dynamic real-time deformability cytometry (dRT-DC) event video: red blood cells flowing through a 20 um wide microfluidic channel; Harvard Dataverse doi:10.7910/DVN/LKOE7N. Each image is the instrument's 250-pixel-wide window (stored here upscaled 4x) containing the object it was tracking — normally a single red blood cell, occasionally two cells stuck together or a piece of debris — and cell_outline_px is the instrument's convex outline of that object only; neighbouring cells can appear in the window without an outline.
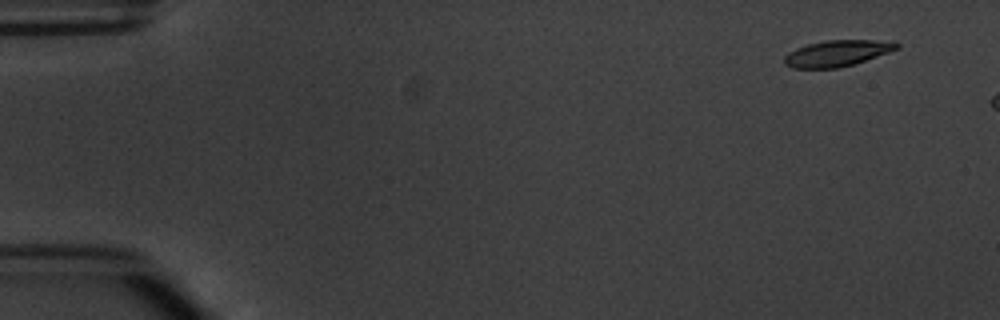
{"species": "common noctule bat (a hibernating species)", "species_latin": "Nyctalus noctula", "temperature_condition": "warm", "stored_images_in_passage": 6, "segment_of_instrument_passage": [2, 2], "camera_frame_rate_fps": 3000, "um_per_image_px": 0.085, "animal": {"sex": "male", "body_mass_g": 20.1, "forearm_length_mm": 53.5}, "frame": {"image": 1, "passage_image": 6, "time_ms": 6.0, "image_size_px": [1000, 320], "cell_outline_px": [[900, 48], [840, 68], [792, 68], [784, 64], [784, 56], [788, 52], [796, 48], [808, 44], [828, 40], [896, 40], [900, 44]], "centroid_in_image_um": [71.17, 4.51], "position_along_channel_um": 13.8, "area_um2": 17.17}}